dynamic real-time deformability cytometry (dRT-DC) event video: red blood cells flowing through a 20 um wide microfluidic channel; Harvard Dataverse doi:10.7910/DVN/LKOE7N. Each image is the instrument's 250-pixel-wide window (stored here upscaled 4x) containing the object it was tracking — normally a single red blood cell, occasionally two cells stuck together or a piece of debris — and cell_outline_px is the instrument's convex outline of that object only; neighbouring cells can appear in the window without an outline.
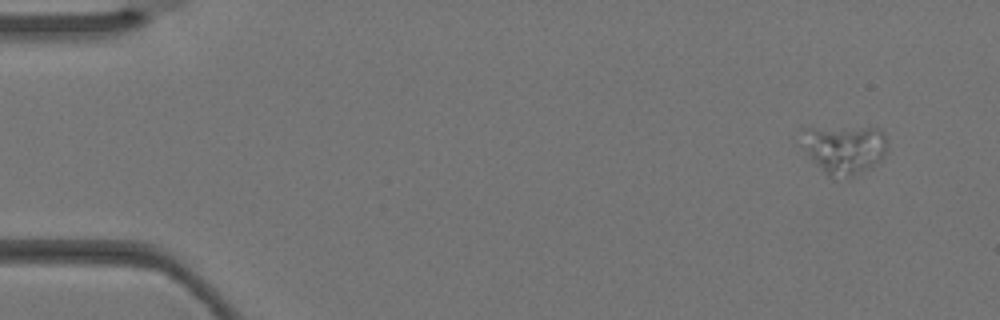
{"species": "Egyptian fruit bat (a non-hibernating species)", "species_latin": "Rousettus aegyptiacus", "temperature_condition": "warm", "stored_images_in_passage": 3, "camera_frame_rate_fps": 3000, "um_per_image_px": 0.085, "animal": {"sex": "female"}, "frame": {"image": 1, "passage_image": 1, "time_ms": 0.0, "image_size_px": [1000, 320], "cell_outline_px": [[888, 144], [884, 156], [880, 160], [868, 168], [848, 180], [836, 180], [828, 176], [808, 156], [804, 128], [880, 128], [884, 132]], "centroid_in_image_um": [71.85, 12.74], "position_along_channel_um": 13.1, "area_um2": 24.22}}
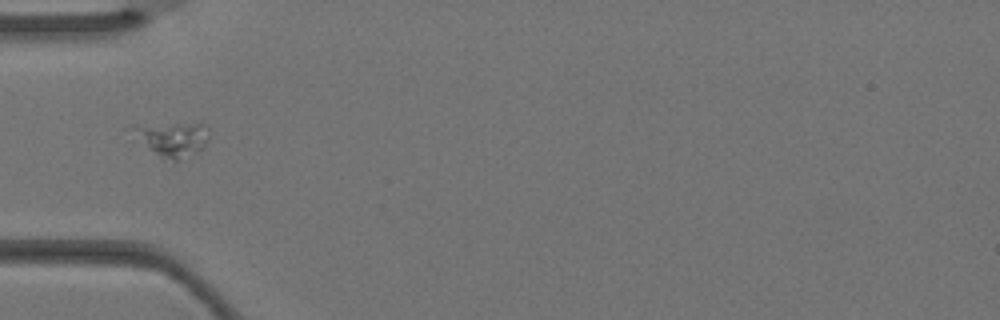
{"frame": {"image": 2, "passage_image": 3, "time_ms": 0.667, "image_size_px": [1000, 320], "cell_outline_px": [[208, 140], [204, 148], [196, 152], [176, 160], [164, 160], [148, 148], [128, 128], [132, 124], [200, 120], [208, 124]], "centroid_in_image_um": [14.68, 11.7], "position_along_channel_um": 70.3, "area_um2": 16.36}}